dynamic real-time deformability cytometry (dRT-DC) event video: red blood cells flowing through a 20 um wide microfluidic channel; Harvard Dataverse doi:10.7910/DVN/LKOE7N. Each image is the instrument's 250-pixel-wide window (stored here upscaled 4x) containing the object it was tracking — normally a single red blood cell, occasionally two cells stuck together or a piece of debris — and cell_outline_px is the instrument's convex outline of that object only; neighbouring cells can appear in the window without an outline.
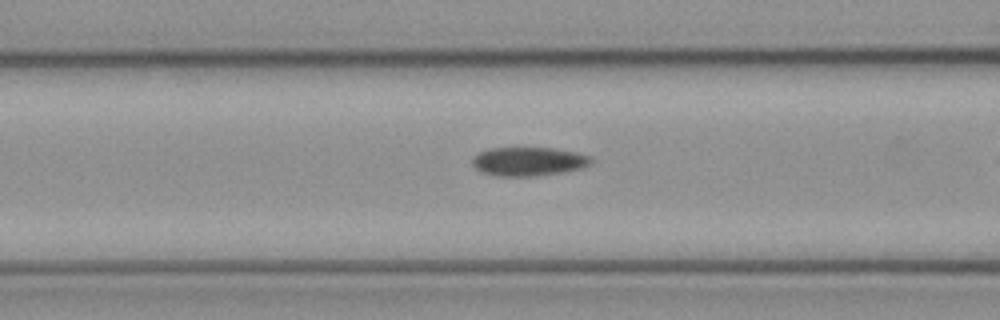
{"species": "common noctule bat (a hibernating species)", "species_latin": "Nyctalus noctula", "temperature_condition": "cold", "stored_images_in_passage": 11, "camera_frame_rate_fps": 3000, "um_per_image_px": 0.085, "animal": {"sex": "female", "body_mass_g": 21.9}, "frame": {"image": 1, "passage_image": 7, "time_ms": 2.0, "image_size_px": [1000, 320], "cell_outline_px": [[596, 160], [592, 164], [584, 168], [564, 172], [536, 176], [496, 176], [480, 172], [472, 164], [472, 160], [480, 152], [492, 148], [552, 148], [576, 152], [592, 156]], "centroid_in_image_um": [45.01, 13.73], "position_along_channel_um": 121.6, "area_um2": 20.17}}
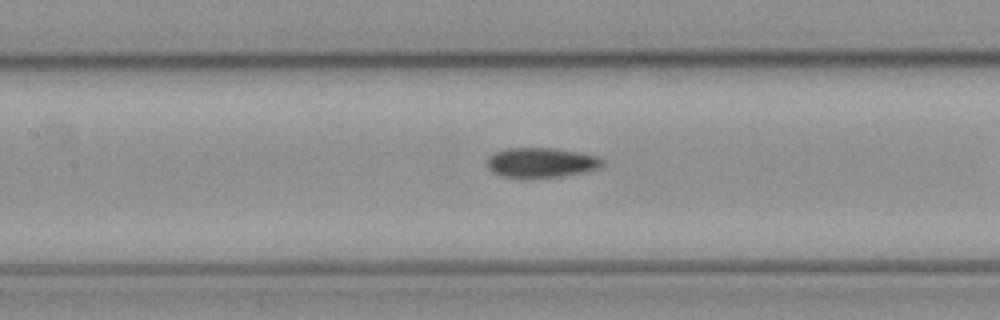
{"frame": {"image": 2, "passage_image": 10, "time_ms": 3.0, "image_size_px": [1000, 320], "cell_outline_px": [[604, 164], [600, 168], [584, 172], [560, 176], [528, 180], [520, 180], [500, 176], [492, 172], [488, 168], [488, 160], [496, 152], [508, 148], [552, 148], [580, 152], [596, 156], [604, 160]], "centroid_in_image_um": [46.0, 13.86], "position_along_channel_um": 161.4, "area_um2": 20.52}}